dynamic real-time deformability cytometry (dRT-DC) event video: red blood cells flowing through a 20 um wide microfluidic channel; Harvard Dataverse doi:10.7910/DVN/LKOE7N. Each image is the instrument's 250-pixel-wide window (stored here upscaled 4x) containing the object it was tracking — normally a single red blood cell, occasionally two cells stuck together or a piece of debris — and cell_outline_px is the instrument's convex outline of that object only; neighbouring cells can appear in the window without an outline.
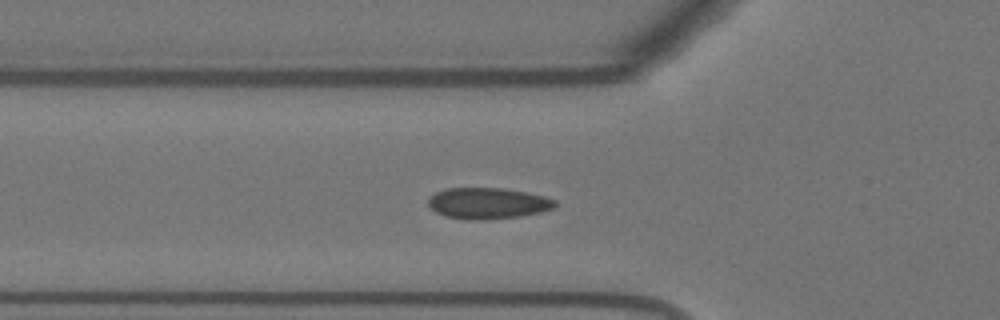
{"species": "Egyptian fruit bat (a non-hibernating species)", "species_latin": "Rousettus aegyptiacus", "temperature_condition": "warm", "stored_images_in_passage": 38, "camera_frame_rate_fps": 3000, "um_per_image_px": 0.085, "animal": {"sex": "female"}, "frame": {"image": 1, "passage_image": 2, "time_ms": 0.333, "image_size_px": [1000, 320], "cell_outline_px": [[556, 204], [552, 208], [540, 212], [520, 216], [484, 220], [472, 220], [444, 216], [436, 212], [428, 204], [428, 196], [436, 192], [448, 188], [500, 188], [524, 192], [544, 196], [556, 200]], "centroid_in_image_um": [41.43, 17.28], "position_along_channel_um": 84.4, "area_um2": 22.89}}
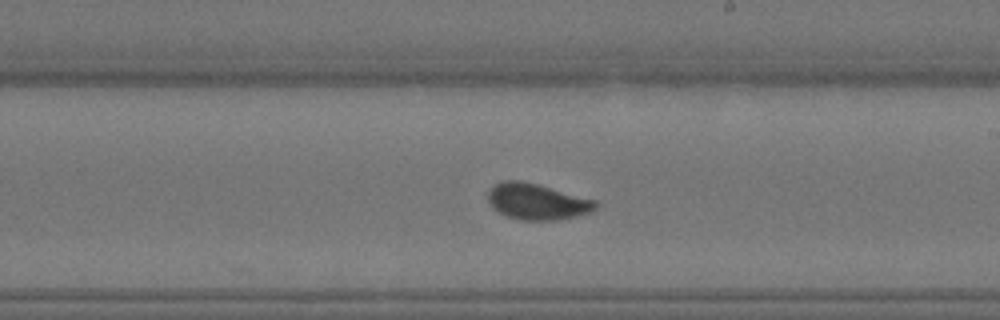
{"frame": {"image": 2, "passage_image": 15, "time_ms": 4.667, "image_size_px": [1000, 320], "cell_outline_px": [[600, 204], [596, 208], [588, 212], [576, 216], [560, 220], [520, 220], [508, 216], [492, 208], [488, 200], [488, 192], [496, 184], [504, 180], [520, 180], [536, 184], [596, 200]], "centroid_in_image_um": [45.65, 17.14], "position_along_channel_um": 243.3, "area_um2": 22.43}}
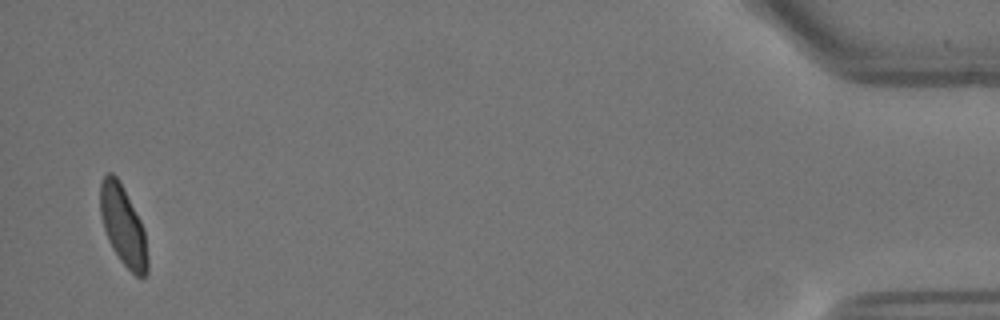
{"frame": {"image": 3, "passage_image": 37, "time_ms": 12.0, "image_size_px": [1000, 320], "cell_outline_px": [[148, 272], [144, 276], [136, 276], [120, 260], [112, 248], [108, 240], [100, 216], [100, 184], [104, 176], [108, 172], [112, 172], [120, 180], [144, 228], [148, 256]], "centroid_in_image_um": [10.46, 19.17], "position_along_channel_um": 424.7, "area_um2": 22.02}, "authors_computed_cell_mechanics": {"area_um2": 22.1085, "velocity_mm_per_s": 3.6605, "shape_relaxation_time_tau1_ms": 3.9963, "shape_relaxation_time_tau2_ms": null, "deformation_change_tau1": 0.1354, "deformation_change_tau2": null}}